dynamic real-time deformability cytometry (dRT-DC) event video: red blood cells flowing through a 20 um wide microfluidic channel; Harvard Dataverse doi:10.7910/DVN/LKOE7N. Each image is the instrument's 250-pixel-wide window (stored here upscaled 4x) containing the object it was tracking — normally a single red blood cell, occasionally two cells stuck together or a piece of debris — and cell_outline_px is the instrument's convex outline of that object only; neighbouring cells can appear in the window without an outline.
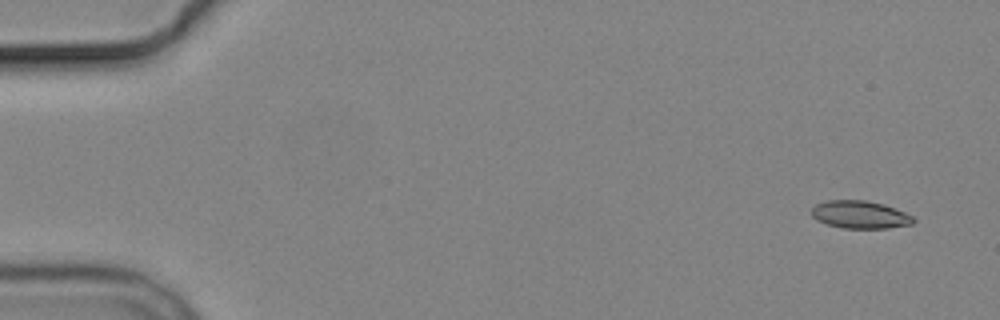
{"species": "common noctule bat (a hibernating species)", "species_latin": "Nyctalus noctula", "temperature_condition": "cold", "stored_images_in_passage": 4, "camera_frame_rate_fps": 3000, "um_per_image_px": 0.085, "animal": {"sex": "male", "body_mass_g": 19.2, "forearm_length_mm": 51.8}, "frame": {"image": 1, "passage_image": 1, "time_ms": 0.0, "image_size_px": [1000, 320], "cell_outline_px": [[916, 220], [912, 224], [888, 228], [844, 228], [828, 224], [816, 220], [812, 216], [812, 208], [816, 204], [828, 200], [864, 200], [884, 204], [904, 212], [912, 216]], "centroid_in_image_um": [73.1, 18.24], "position_along_channel_um": 11.9, "area_um2": 16.36}}